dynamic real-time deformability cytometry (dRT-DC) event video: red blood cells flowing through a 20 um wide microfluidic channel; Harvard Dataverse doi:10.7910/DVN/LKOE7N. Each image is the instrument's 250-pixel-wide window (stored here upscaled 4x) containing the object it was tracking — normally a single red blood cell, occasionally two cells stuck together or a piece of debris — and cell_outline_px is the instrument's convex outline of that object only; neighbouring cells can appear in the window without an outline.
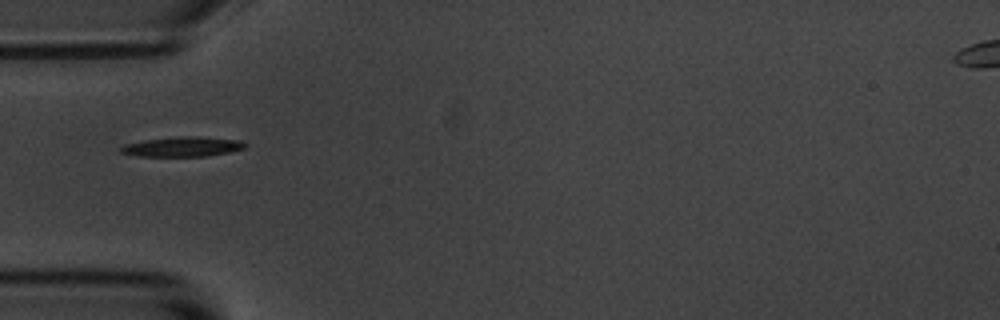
{"species": "common noctule bat (a hibernating species)", "species_latin": "Nyctalus noctula", "temperature_condition": "room temperature", "stored_images_in_passage": 6, "camera_frame_rate_fps": 3000, "um_per_image_px": 0.085, "animal": {"sex": "male", "body_mass_g": 20.1, "forearm_length_mm": 53.5}, "frame": {"image": 1, "passage_image": 1, "time_ms": 0.0, "image_size_px": [1000, 320], "cell_outline_px": [[248, 144], [244, 148], [228, 152], [204, 156], [136, 156], [120, 152], [120, 148], [124, 144], [144, 140], [176, 136], [200, 136], [240, 140]], "centroid_in_image_um": [15.5, 12.45], "position_along_channel_um": 69.5, "area_um2": 14.39}}
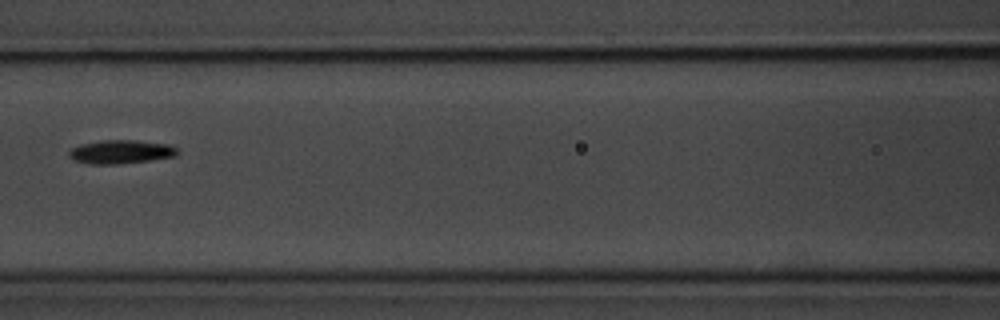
{"frame": {"image": 2, "passage_image": 3, "time_ms": 2.333, "image_size_px": [1000, 320], "cell_outline_px": [[180, 152], [176, 156], [148, 160], [116, 164], [88, 164], [76, 160], [68, 156], [68, 152], [72, 148], [80, 144], [100, 140], [136, 140], [168, 144], [176, 148]], "centroid_in_image_um": [10.26, 12.89], "position_along_channel_um": 156.3, "area_um2": 14.91}}
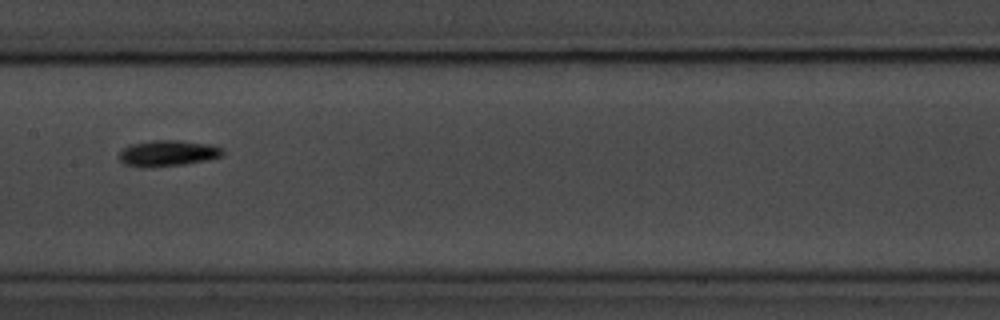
{"frame": {"image": 3, "passage_image": 4, "time_ms": 3.333, "image_size_px": [1000, 320], "cell_outline_px": [[224, 152], [220, 156], [204, 160], [184, 164], [144, 168], [124, 164], [120, 160], [120, 152], [128, 144], [152, 140], [180, 140], [208, 144], [220, 148]], "centroid_in_image_um": [14.19, 13.02], "position_along_channel_um": 193.2, "area_um2": 15.55}}